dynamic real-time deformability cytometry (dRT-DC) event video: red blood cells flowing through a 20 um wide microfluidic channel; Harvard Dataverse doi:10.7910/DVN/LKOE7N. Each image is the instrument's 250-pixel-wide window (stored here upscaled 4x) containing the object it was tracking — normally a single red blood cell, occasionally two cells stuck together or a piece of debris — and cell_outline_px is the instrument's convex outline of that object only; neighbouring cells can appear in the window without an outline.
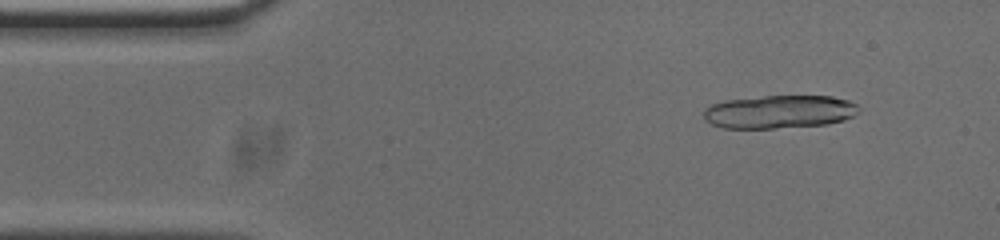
{"species": "common noctule bat (a hibernating species)", "species_latin": "Nyctalus noctula", "temperature_condition": "cold", "stored_images_in_passage": 16, "camera_frame_rate_fps": 3000, "um_per_image_px": 0.085, "animal": {"sex": "male", "body_mass_g": 20.0, "forearm_length_mm": 53.3}, "frame": {"image": 1, "passage_image": 5, "time_ms": 1.333, "image_size_px": [1000, 240], "cell_outline_px": [[860, 112], [844, 120], [828, 124], [772, 128], [724, 128], [712, 124], [704, 120], [704, 108], [712, 104], [724, 100], [764, 96], [832, 96], [848, 100], [856, 104], [860, 108]], "centroid_in_image_um": [66.25, 9.49], "position_along_channel_um": 18.8, "area_um2": 30.11}}